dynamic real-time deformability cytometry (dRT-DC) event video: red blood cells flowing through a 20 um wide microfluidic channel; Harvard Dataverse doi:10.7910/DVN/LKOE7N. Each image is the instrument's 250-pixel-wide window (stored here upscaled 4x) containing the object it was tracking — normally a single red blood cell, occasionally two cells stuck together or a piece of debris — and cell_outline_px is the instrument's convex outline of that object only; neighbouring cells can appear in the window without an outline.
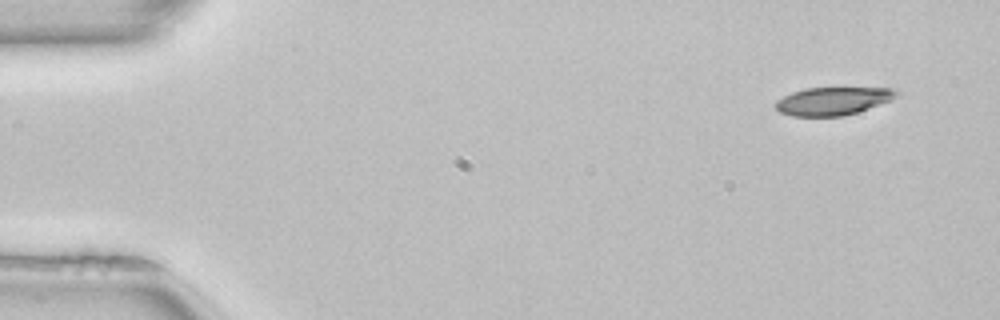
{"species": "common noctule bat (a hibernating species)", "species_latin": "Nyctalus noctula", "temperature_condition": "room temperature", "stored_images_in_passage": 48, "camera_frame_rate_fps": 3000, "um_per_image_px": 0.085, "animal": {"sex": "female", "body_mass_g": 22.7, "forearm_length_mm": 54.2}, "frame": {"image": 1, "passage_image": 1, "time_ms": 0.0, "image_size_px": [1000, 320], "cell_outline_px": [[900, 92], [888, 100], [856, 112], [840, 116], [792, 116], [780, 112], [776, 108], [776, 100], [792, 92], [804, 88], [892, 88]], "centroid_in_image_um": [70.72, 8.58], "position_along_channel_um": 14.3, "area_um2": 19.25}}
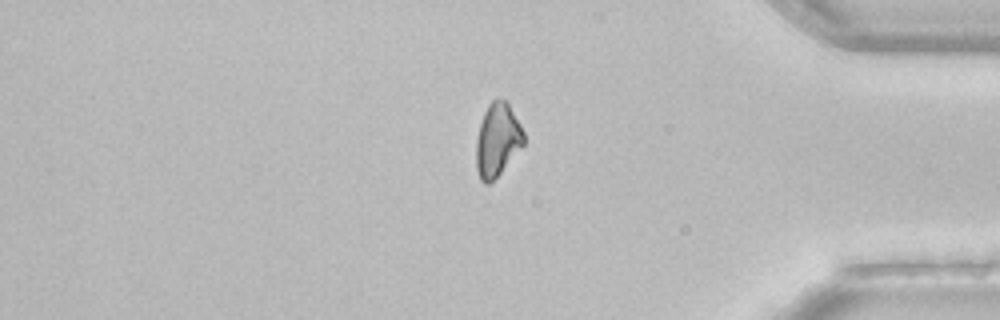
{"frame": {"image": 2, "passage_image": 40, "time_ms": 13.0, "image_size_px": [1000, 320], "cell_outline_px": [[524, 144], [500, 172], [488, 184], [484, 184], [480, 180], [476, 168], [476, 140], [480, 124], [484, 112], [488, 104], [492, 100], [508, 100], [524, 132]], "centroid_in_image_um": [42.27, 11.87], "position_along_channel_um": 392.9, "area_um2": 20.17}}
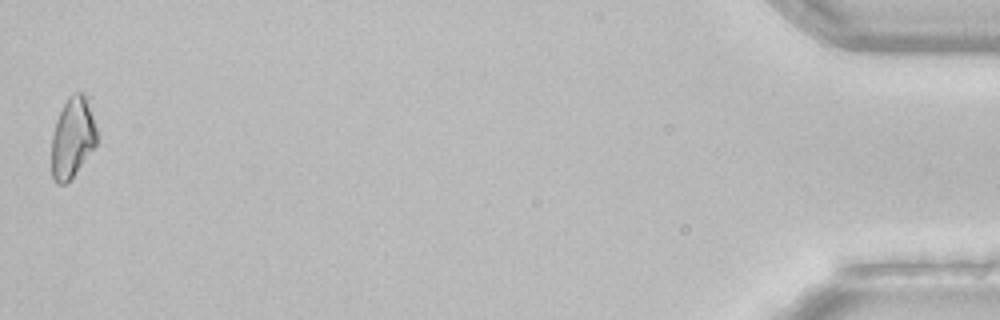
{"frame": {"image": 3, "passage_image": 48, "time_ms": 15.667, "image_size_px": [1000, 320], "cell_outline_px": [[96, 144], [72, 180], [64, 184], [56, 184], [52, 176], [52, 136], [56, 120], [68, 96], [76, 92], [84, 92], [96, 128]], "centroid_in_image_um": [6.15, 11.74], "position_along_channel_um": 429.1, "area_um2": 21.1}, "authors_computed_cell_mechanics": {"area_um2": 21.1259, "velocity_mm_per_s": 4.0268, "shape_relaxation_time_tau1_ms": 5.9269, "shape_relaxation_time_tau2_ms": null, "deformation_change_tau1": 0.1644, "deformation_change_tau2": null}}